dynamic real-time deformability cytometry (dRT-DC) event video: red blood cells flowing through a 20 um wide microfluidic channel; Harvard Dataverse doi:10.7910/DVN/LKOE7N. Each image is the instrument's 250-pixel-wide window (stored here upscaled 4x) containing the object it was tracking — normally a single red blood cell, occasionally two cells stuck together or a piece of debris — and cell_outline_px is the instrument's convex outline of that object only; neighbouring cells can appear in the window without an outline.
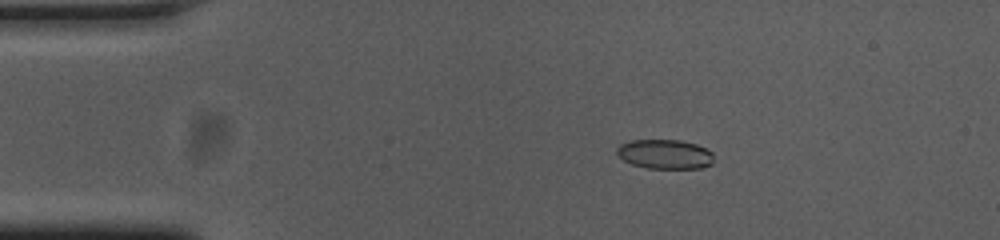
{"species": "common noctule bat (a hibernating species)", "species_latin": "Nyctalus noctula", "temperature_condition": "cold", "stored_images_in_passage": 46, "camera_frame_rate_fps": 3000, "um_per_image_px": 0.085, "animal": {"sex": "female", "body_mass_g": 23.0, "forearm_length_mm": 53.4}, "frame": {"image": 1, "passage_image": 1, "time_ms": 0.0, "image_size_px": [1000, 240], "cell_outline_px": [[712, 164], [700, 168], [648, 168], [632, 164], [624, 160], [616, 152], [616, 148], [620, 144], [632, 140], [680, 140], [696, 144], [712, 152]], "centroid_in_image_um": [56.5, 13.1], "position_along_channel_um": 28.5, "area_um2": 16.47}}
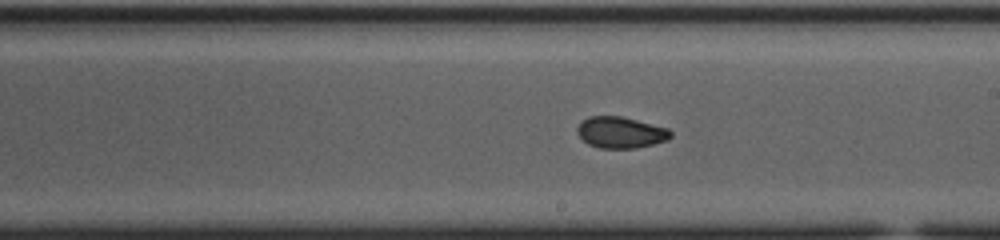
{"frame": {"image": 2, "passage_image": 22, "time_ms": 7.0, "image_size_px": [1000, 240], "cell_outline_px": [[672, 136], [668, 140], [636, 148], [600, 148], [588, 144], [576, 132], [576, 128], [580, 120], [588, 116], [620, 116], [668, 128], [672, 132]], "centroid_in_image_um": [52.73, 11.25], "position_along_channel_um": 236.3, "area_um2": 17.11}}
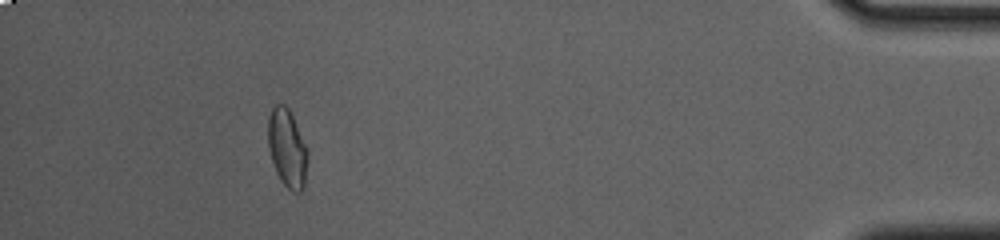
{"frame": {"image": 3, "passage_image": 41, "time_ms": 13.333, "image_size_px": [1000, 240], "cell_outline_px": [[308, 156], [304, 188], [300, 192], [292, 192], [280, 180], [276, 172], [268, 148], [268, 116], [272, 108], [276, 104], [284, 104], [288, 108], [308, 148]], "centroid_in_image_um": [24.42, 12.61], "position_along_channel_um": 410.8, "area_um2": 18.15}, "authors_computed_cell_mechanics": {"area_um2": 17.3978, "velocity_mm_per_s": 3.7461, "shape_relaxation_time_tau1_ms": 8.1524, "shape_relaxation_time_tau2_ms": 1.7771, "deformation_change_tau1": 0.1533, "deformation_change_tau2": 0.0571}}